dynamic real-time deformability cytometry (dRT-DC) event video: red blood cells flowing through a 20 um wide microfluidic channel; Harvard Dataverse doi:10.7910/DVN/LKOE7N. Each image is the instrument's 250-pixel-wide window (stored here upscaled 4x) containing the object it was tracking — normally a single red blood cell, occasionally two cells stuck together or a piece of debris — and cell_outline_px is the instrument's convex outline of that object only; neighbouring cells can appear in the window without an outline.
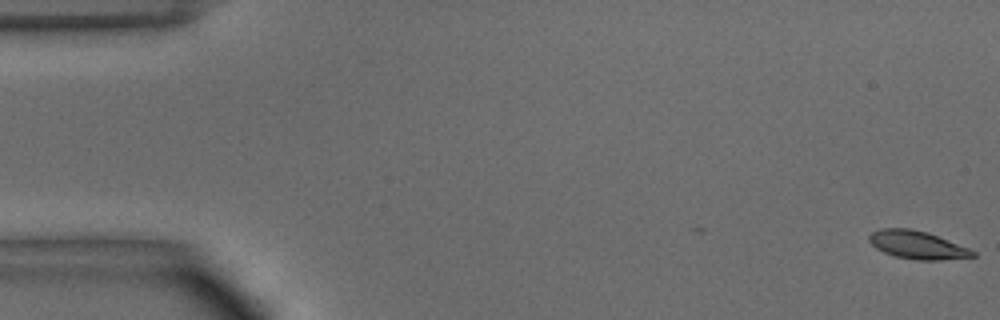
{"species": "common noctule bat (a hibernating species)", "species_latin": "Nyctalus noctula", "temperature_condition": "warm", "stored_images_in_passage": 51, "camera_frame_rate_fps": 3000, "um_per_image_px": 0.085, "animal": {"sex": "male", "body_mass_g": 15.6}, "frame": {"image": 1, "passage_image": 1, "time_ms": 0.0, "image_size_px": [1000, 320], "cell_outline_px": [[972, 256], [904, 256], [880, 248], [876, 244], [892, 232], [920, 232], [944, 240], [960, 248]], "centroid_in_image_um": [78.13, 20.85], "position_along_channel_um": 6.9, "area_um2": 11.16}}
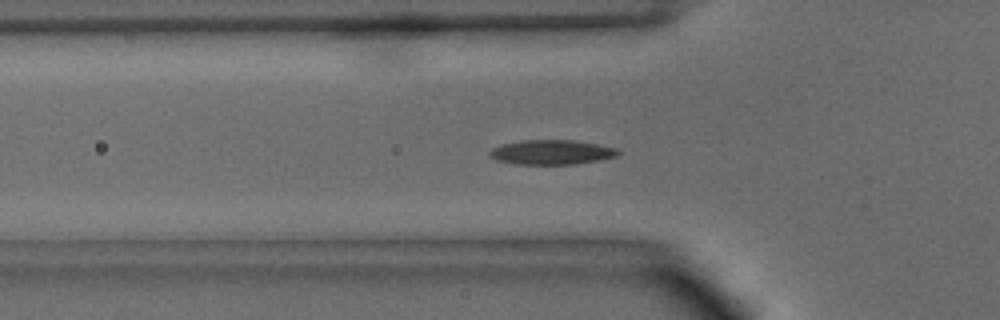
{"frame": {"image": 2, "passage_image": 17, "time_ms": 5.333, "image_size_px": [1000, 320], "cell_outline_px": [[612, 152], [604, 156], [584, 160], [520, 160], [500, 156], [496, 152], [504, 148], [520, 144], [580, 144], [600, 148]], "centroid_in_image_um": [46.95, 12.93], "position_along_channel_um": 78.8, "area_um2": 10.92}}
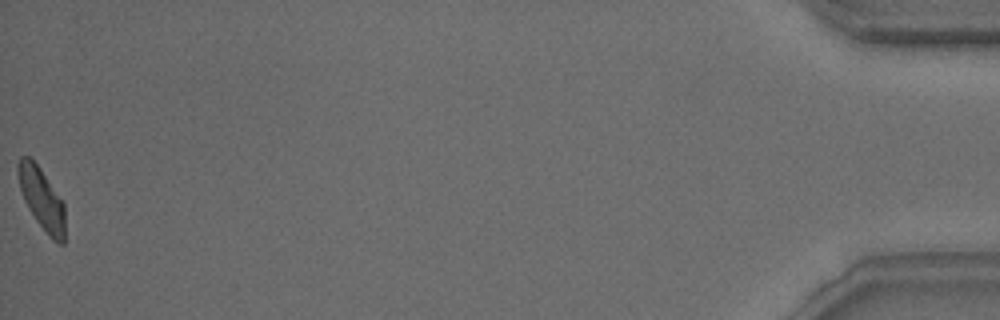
{"frame": {"image": 3, "passage_image": 51, "time_ms": 16.667, "image_size_px": [1000, 320], "cell_outline_px": [[64, 240], [52, 236], [40, 220], [28, 200], [24, 192], [20, 180], [20, 164], [32, 160], [60, 200], [64, 232]], "centroid_in_image_um": [3.6, 16.9], "position_along_channel_um": 431.6, "area_um2": 12.95}}